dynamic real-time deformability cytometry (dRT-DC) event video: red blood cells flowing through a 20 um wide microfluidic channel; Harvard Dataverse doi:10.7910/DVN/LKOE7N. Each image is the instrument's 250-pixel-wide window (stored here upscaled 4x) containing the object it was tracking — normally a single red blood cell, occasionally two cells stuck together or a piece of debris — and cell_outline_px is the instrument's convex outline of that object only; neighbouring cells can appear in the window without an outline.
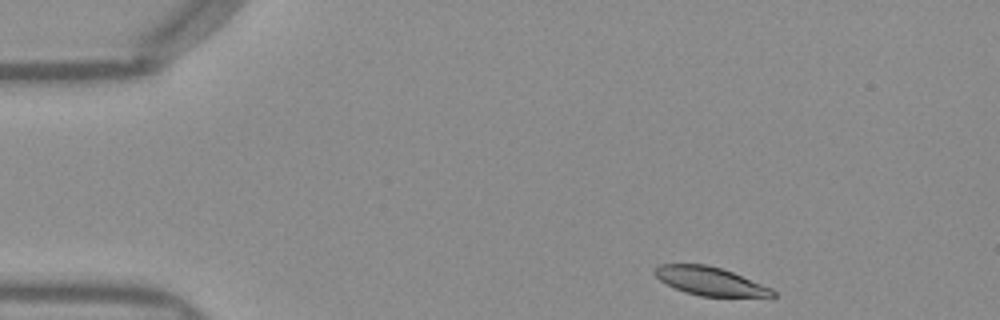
{"species": "Egyptian fruit bat (a non-hibernating species)", "species_latin": "Rousettus aegyptiacus", "temperature_condition": "warm", "stored_images_in_passage": 38, "camera_frame_rate_fps": 3000, "um_per_image_px": 0.085, "frame": {"image": 1, "passage_image": 1, "time_ms": 0.0, "image_size_px": [1000, 320], "cell_outline_px": [[776, 296], [700, 296], [684, 292], [660, 280], [652, 272], [652, 268], [660, 264], [704, 264], [720, 268], [732, 272], [772, 288], [776, 292]], "centroid_in_image_um": [60.31, 23.89], "position_along_channel_um": 24.7, "area_um2": 19.31}}
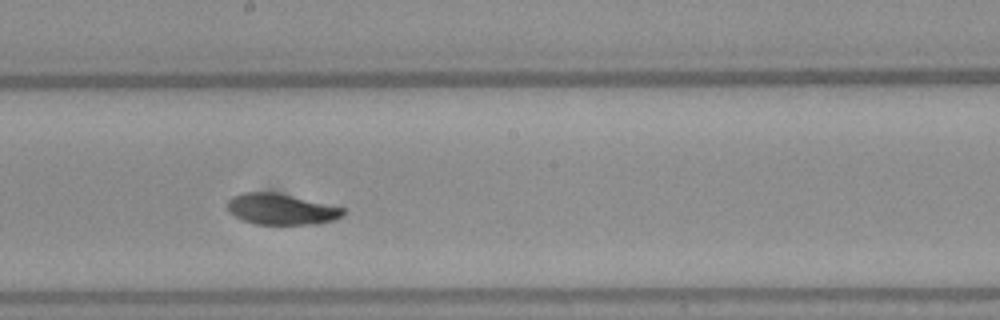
{"frame": {"image": 2, "passage_image": 22, "time_ms": 7.0, "image_size_px": [1000, 320], "cell_outline_px": [[348, 212], [336, 220], [316, 224], [256, 224], [244, 220], [228, 212], [228, 200], [232, 196], [244, 192], [272, 192], [348, 208]], "centroid_in_image_um": [23.96, 17.79], "position_along_channel_um": 224.2, "area_um2": 20.92}}
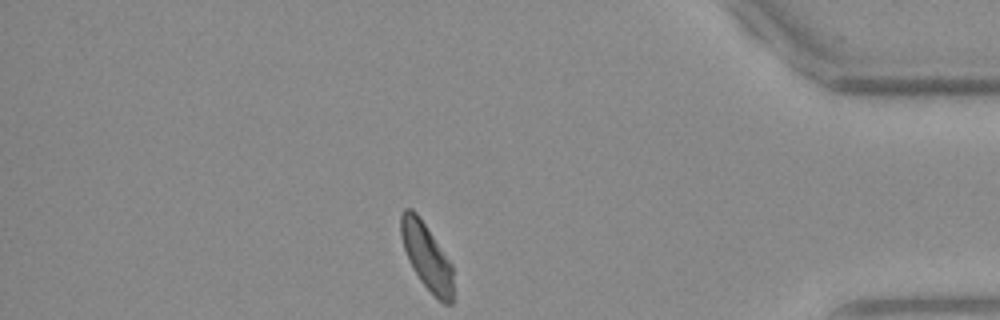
{"frame": {"image": 3, "passage_image": 38, "time_ms": 12.333, "image_size_px": [1000, 320], "cell_outline_px": [[452, 304], [444, 304], [420, 280], [408, 260], [400, 236], [400, 216], [404, 208], [412, 208], [416, 212], [452, 264]], "centroid_in_image_um": [36.23, 21.76], "position_along_channel_um": 399.0, "area_um2": 19.83}, "authors_computed_cell_mechanics": {"area_um2": 21.1548, "velocity_mm_per_s": 3.9356, "shape_relaxation_time_tau1_ms": 2.2148, "shape_relaxation_time_tau2_ms": 4.5484, "deformation_change_tau1": 0.1285, "deformation_change_tau2": 0.1028}}